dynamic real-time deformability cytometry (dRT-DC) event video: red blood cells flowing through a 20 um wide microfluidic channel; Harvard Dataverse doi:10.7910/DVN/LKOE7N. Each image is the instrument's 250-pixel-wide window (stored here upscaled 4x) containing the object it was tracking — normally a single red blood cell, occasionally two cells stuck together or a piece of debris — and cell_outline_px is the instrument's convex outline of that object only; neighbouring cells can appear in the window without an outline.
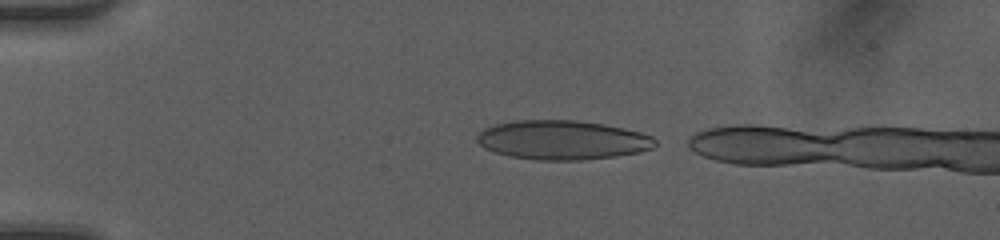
{"species": "human", "species_latin": "Homo sapiens", "temperature_condition": "room temperature", "stored_images_in_passage": 3, "camera_frame_rate_fps": 3000, "um_per_image_px": 0.085, "donor": {"sex": "female"}, "frame": {"image": 1, "passage_image": 1, "time_ms": 0.0, "image_size_px": [1000, 240], "cell_outline_px": [[656, 144], [652, 148], [640, 152], [616, 156], [580, 160], [536, 160], [512, 156], [496, 152], [484, 148], [476, 140], [476, 136], [484, 128], [496, 124], [520, 120], [576, 120], [604, 124], [624, 128], [640, 132], [652, 136], [656, 140]], "centroid_in_image_um": [47.82, 11.9], "position_along_channel_um": 37.2, "area_um2": 40.63}}